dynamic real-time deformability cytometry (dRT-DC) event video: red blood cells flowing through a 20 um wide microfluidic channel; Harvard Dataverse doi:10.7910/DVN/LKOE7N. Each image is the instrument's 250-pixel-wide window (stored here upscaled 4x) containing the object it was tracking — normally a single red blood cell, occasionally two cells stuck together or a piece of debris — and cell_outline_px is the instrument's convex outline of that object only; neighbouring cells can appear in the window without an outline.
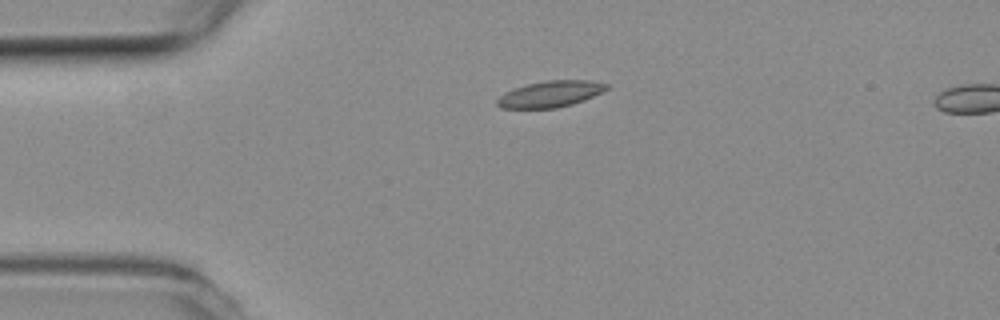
{"species": "common noctule bat (a hibernating species)", "species_latin": "Nyctalus noctula", "temperature_condition": "room temperature", "stored_images_in_passage": 43, "camera_frame_rate_fps": 3000, "um_per_image_px": 0.085, "animal": {"sex": "female", "body_mass_g": 19.3, "forearm_length_mm": 54.1}, "frame": {"image": 1, "passage_image": 1, "time_ms": 0.0, "image_size_px": [1000, 320], "cell_outline_px": [[608, 88], [584, 100], [572, 104], [556, 108], [500, 108], [496, 104], [496, 100], [504, 92], [524, 84], [548, 80], [592, 80], [608, 84]], "centroid_in_image_um": [46.74, 7.98], "position_along_channel_um": 38.3, "area_um2": 16.76}}
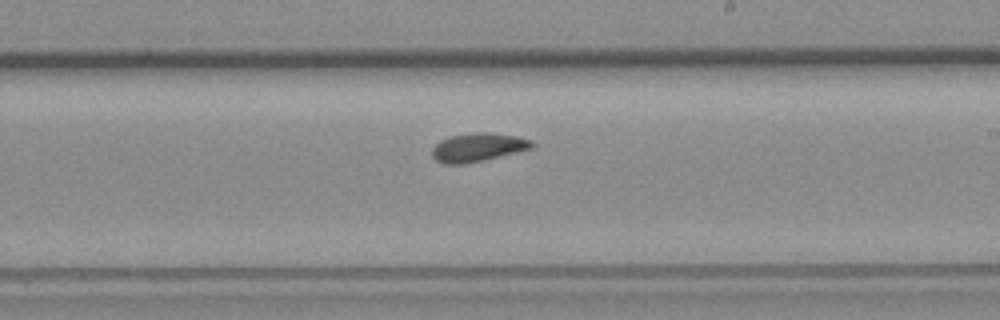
{"frame": {"image": 2, "passage_image": 20, "time_ms": 6.333, "image_size_px": [1000, 320], "cell_outline_px": [[536, 144], [532, 148], [516, 152], [480, 160], [460, 164], [444, 164], [436, 160], [432, 156], [432, 148], [440, 140], [452, 136], [472, 132], [492, 132], [516, 136], [532, 140]], "centroid_in_image_um": [40.62, 12.5], "position_along_channel_um": 248.4, "area_um2": 16.42}}
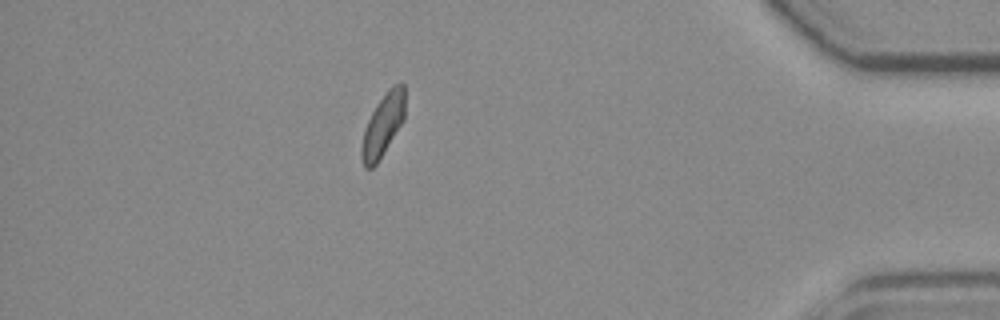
{"frame": {"image": 3, "passage_image": 36, "time_ms": 11.667, "image_size_px": [1000, 320], "cell_outline_px": [[404, 120], [376, 164], [372, 168], [364, 168], [360, 156], [360, 148], [364, 128], [376, 104], [388, 88], [392, 84], [404, 84]], "centroid_in_image_um": [32.52, 10.64], "position_along_channel_um": 402.7, "area_um2": 15.78}, "authors_computed_cell_mechanics": {"area_um2": 16.0684, "velocity_mm_per_s": 3.7914, "shape_relaxation_time_tau1_ms": 9.1178, "shape_relaxation_time_tau2_ms": 2.2545, "deformation_change_tau1": 0.1386, "deformation_change_tau2": 0.0804}}